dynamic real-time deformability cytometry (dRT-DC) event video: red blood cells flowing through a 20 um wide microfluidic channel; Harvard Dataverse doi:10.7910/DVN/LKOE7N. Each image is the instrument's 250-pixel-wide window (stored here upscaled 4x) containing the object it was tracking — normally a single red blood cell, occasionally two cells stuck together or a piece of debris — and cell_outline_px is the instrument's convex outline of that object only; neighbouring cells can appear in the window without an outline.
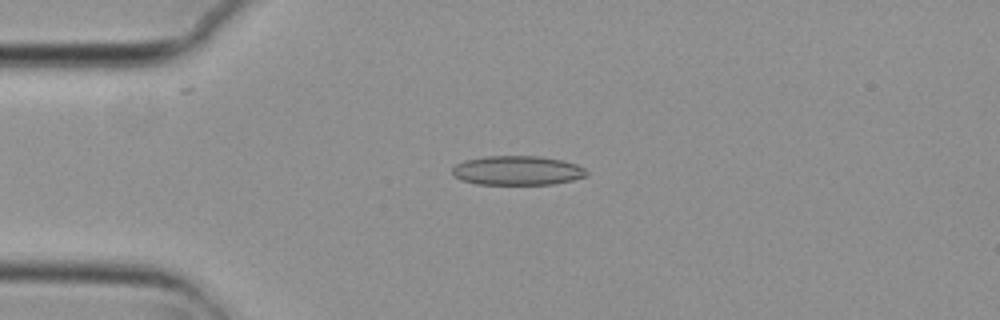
{"species": "common noctule bat (a hibernating species)", "species_latin": "Nyctalus noctula", "temperature_condition": "cold", "stored_images_in_passage": 44, "camera_frame_rate_fps": 3000, "um_per_image_px": 0.085, "animal": {"sex": "female", "body_mass_g": 29.2, "forearm_length_mm": 56.3}, "frame": {"image": 1, "passage_image": 2, "time_ms": 0.333, "image_size_px": [1000, 320], "cell_outline_px": [[588, 176], [572, 180], [552, 184], [476, 184], [460, 180], [452, 176], [452, 168], [456, 164], [464, 160], [488, 156], [540, 156], [564, 160], [576, 164], [584, 168], [588, 172]], "centroid_in_image_um": [43.96, 14.49], "position_along_channel_um": 41.0, "area_um2": 23.12}}
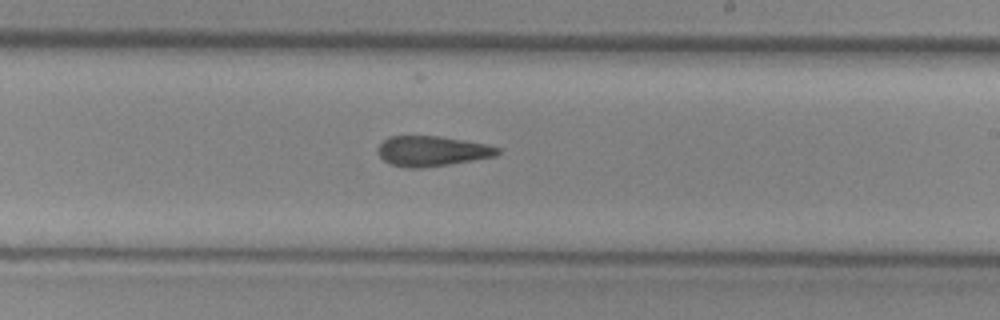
{"frame": {"image": 2, "passage_image": 21, "time_ms": 6.667, "image_size_px": [1000, 320], "cell_outline_px": [[500, 152], [496, 156], [424, 168], [404, 168], [388, 164], [376, 152], [376, 148], [388, 136], [440, 136], [464, 140], [484, 144], [500, 148]], "centroid_in_image_um": [36.66, 12.85], "position_along_channel_um": 252.3, "area_um2": 21.15}}
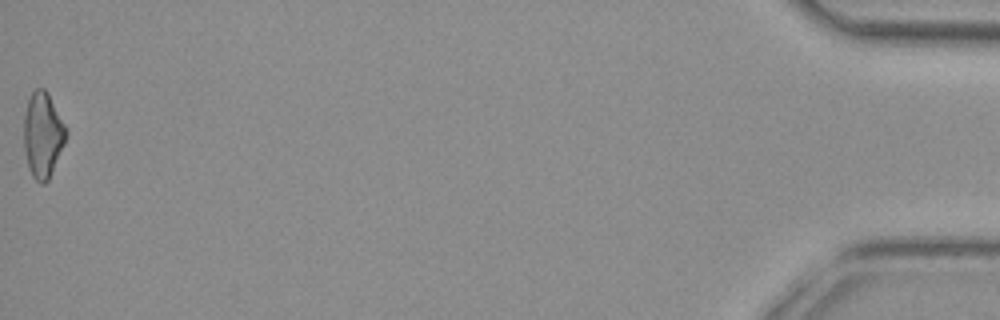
{"frame": {"image": 3, "passage_image": 44, "time_ms": 14.333, "image_size_px": [1000, 320], "cell_outline_px": [[68, 132], [64, 144], [48, 180], [44, 184], [40, 184], [32, 176], [28, 168], [24, 152], [24, 116], [28, 100], [32, 92], [36, 88], [44, 88], [48, 92], [68, 128]], "centroid_in_image_um": [3.65, 11.45], "position_along_channel_um": 431.6, "area_um2": 21.21}, "authors_computed_cell_mechanics": {"area_um2": 21.3571, "velocity_mm_per_s": 3.7284, "shape_relaxation_time_tau1_ms": null, "shape_relaxation_time_tau2_ms": 5.2429, "deformation_change_tau1": null, "deformation_change_tau2": 0.1488}}